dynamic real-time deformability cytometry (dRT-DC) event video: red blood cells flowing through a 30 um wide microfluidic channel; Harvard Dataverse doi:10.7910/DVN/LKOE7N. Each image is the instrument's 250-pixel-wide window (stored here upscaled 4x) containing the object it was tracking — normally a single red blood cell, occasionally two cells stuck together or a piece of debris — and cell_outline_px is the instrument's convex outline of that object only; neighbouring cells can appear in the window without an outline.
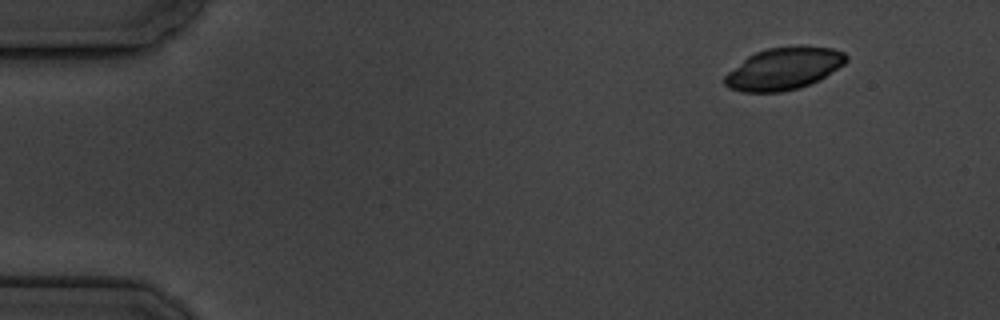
{"species": "common noctule bat (a hibernating species)", "species_latin": "Nyctalus noctula", "temperature_condition": "cold", "stored_images_in_passage": 7, "segment_of_instrument_passage": [2, 2], "camera_frame_rate_fps": 3000, "um_per_image_px": 0.085, "animal": {"sex": "male", "body_mass_g": 19.5, "forearm_length_mm": 54.6}, "frame": {"image": 1, "passage_image": 7, "time_ms": 7.0, "image_size_px": [1000, 320], "cell_outline_px": [[848, 60], [844, 64], [820, 80], [800, 88], [780, 92], [740, 92], [728, 88], [724, 84], [724, 76], [728, 72], [748, 56], [756, 52], [768, 48], [796, 44], [800, 44], [832, 48], [844, 52], [848, 56]], "centroid_in_image_um": [66.64, 5.82], "position_along_channel_um": 18.4, "area_um2": 30.35}}